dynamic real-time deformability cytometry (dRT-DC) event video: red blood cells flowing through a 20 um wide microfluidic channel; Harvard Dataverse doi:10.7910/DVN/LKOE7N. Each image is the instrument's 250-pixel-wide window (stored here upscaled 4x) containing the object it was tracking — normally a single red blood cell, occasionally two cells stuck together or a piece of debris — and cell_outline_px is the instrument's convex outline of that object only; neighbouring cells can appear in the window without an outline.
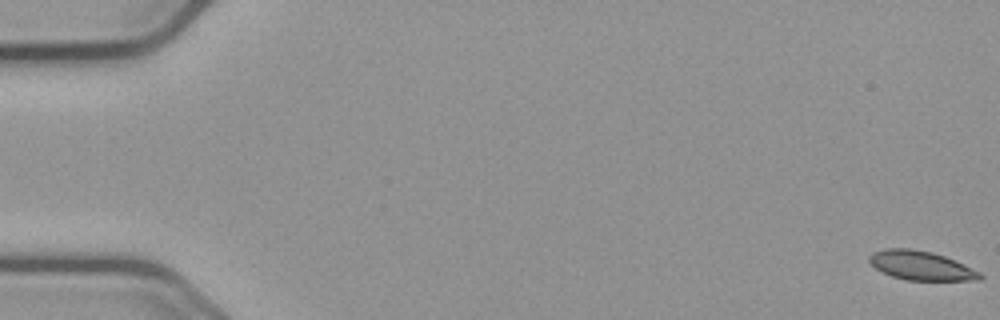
{"species": "common noctule bat (a hibernating species)", "species_latin": "Nyctalus noctula", "temperature_condition": "cold", "stored_images_in_passage": 58, "camera_frame_rate_fps": 3000, "um_per_image_px": 0.085, "animal": {"sex": "male", "body_mass_g": 23.1, "forearm_length_mm": 52.7}, "frame": {"image": 1, "passage_image": 1, "time_ms": 0.0, "image_size_px": [1000, 320], "cell_outline_px": [[984, 276], [980, 280], [908, 280], [892, 276], [876, 268], [868, 260], [868, 256], [872, 252], [884, 248], [912, 248], [932, 252], [944, 256], [964, 264], [980, 272]], "centroid_in_image_um": [78.28, 22.56], "position_along_channel_um": 6.7, "area_um2": 18.73}}
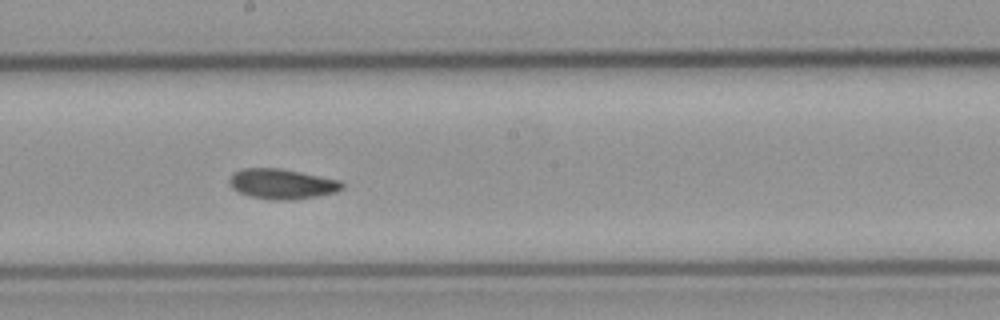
{"frame": {"image": 2, "passage_image": 32, "time_ms": 10.333, "image_size_px": [1000, 320], "cell_outline_px": [[344, 188], [336, 192], [316, 196], [292, 200], [272, 200], [248, 196], [232, 188], [228, 180], [236, 172], [244, 168], [280, 168], [340, 180], [344, 184]], "centroid_in_image_um": [23.99, 15.64], "position_along_channel_um": 224.2, "area_um2": 19.71}}
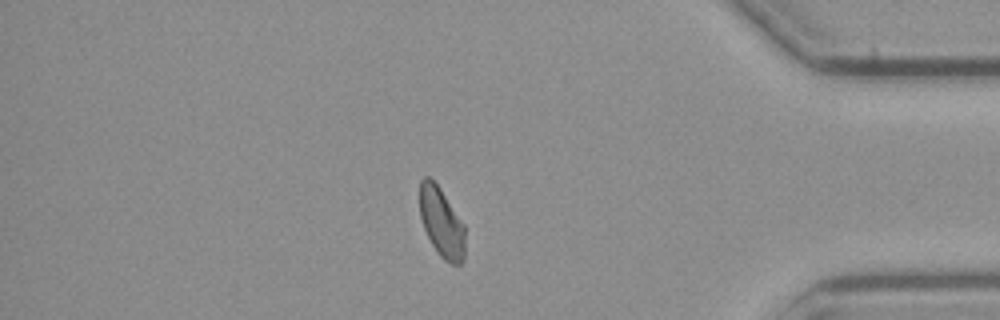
{"frame": {"image": 3, "passage_image": 49, "time_ms": 16.0, "image_size_px": [1000, 320], "cell_outline_px": [[464, 260], [460, 264], [452, 264], [444, 260], [440, 256], [432, 244], [424, 228], [420, 216], [420, 180], [424, 176], [428, 176], [440, 188], [464, 224]], "centroid_in_image_um": [37.53, 18.91], "position_along_channel_um": 397.7, "area_um2": 18.21}, "authors_computed_cell_mechanics": {"area_um2": 19.2474, "velocity_mm_per_s": 3.6583, "shape_relaxation_time_tau1_ms": 4.269, "shape_relaxation_time_tau2_ms": 5.7937, "deformation_change_tau1": 0.1139, "deformation_change_tau2": 0.0841}}